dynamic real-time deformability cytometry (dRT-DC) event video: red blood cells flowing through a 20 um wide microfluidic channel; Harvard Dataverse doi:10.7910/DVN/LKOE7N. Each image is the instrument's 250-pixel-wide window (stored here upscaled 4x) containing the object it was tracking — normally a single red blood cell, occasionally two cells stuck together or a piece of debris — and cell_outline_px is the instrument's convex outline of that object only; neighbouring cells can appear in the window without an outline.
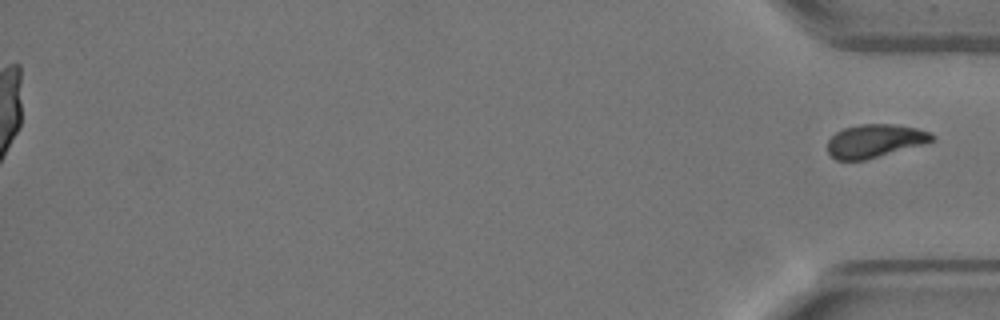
{"species": "Egyptian fruit bat (a non-hibernating species)", "species_latin": "Rousettus aegyptiacus", "temperature_condition": "warm", "stored_images_in_passage": 47, "segment_of_instrument_passage": [2, 2], "camera_frame_rate_fps": 3000, "um_per_image_px": 0.085, "animal": {"sex": "female"}, "frame": {"image": 1, "passage_image": 47, "time_ms": 15.333, "image_size_px": [1000, 320], "cell_outline_px": [[932, 140], [924, 144], [864, 160], [836, 160], [828, 152], [828, 140], [836, 132], [844, 128], [860, 124], [896, 124], [916, 128], [932, 132]], "centroid_in_image_um": [74.35, 11.97], "position_along_channel_um": 360.9, "area_um2": 20.06}}